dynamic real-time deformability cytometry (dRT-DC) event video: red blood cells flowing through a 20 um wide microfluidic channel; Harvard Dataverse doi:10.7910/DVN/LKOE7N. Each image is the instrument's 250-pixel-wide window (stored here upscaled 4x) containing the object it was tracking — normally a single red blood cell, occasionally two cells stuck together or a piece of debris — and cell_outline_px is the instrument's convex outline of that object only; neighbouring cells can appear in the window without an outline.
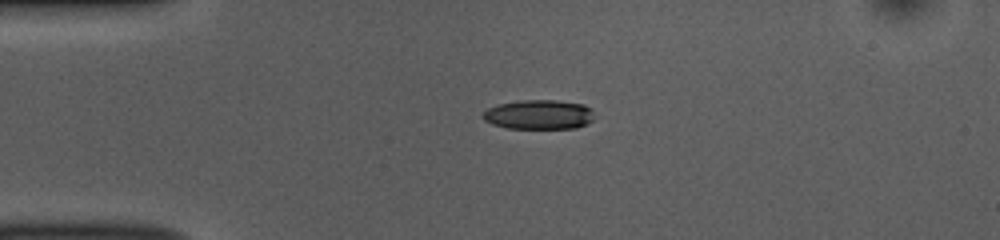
{"species": "common noctule bat (a hibernating species)", "species_latin": "Nyctalus noctula", "temperature_condition": "room temperature", "stored_images_in_passage": 41, "camera_frame_rate_fps": 3000, "um_per_image_px": 0.085, "animal": {"sex": "female", "body_mass_g": 10.0, "forearm_length_mm": 53.1}, "frame": {"image": 1, "passage_image": 1, "time_ms": 0.0, "image_size_px": [1000, 240], "cell_outline_px": [[592, 120], [588, 124], [576, 128], [508, 128], [492, 124], [484, 120], [480, 116], [488, 108], [500, 104], [520, 100], [556, 100], [584, 104], [592, 108]], "centroid_in_image_um": [45.81, 9.74], "position_along_channel_um": 39.2, "area_um2": 19.19}}
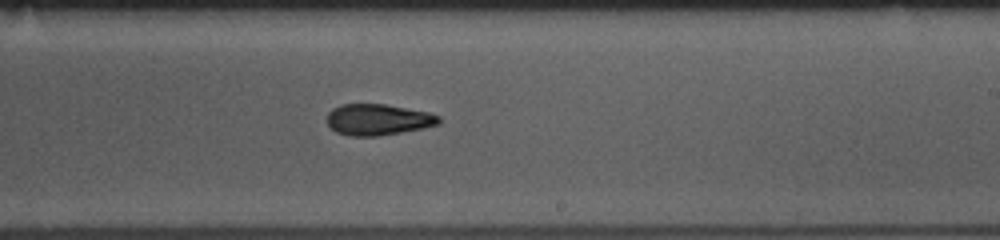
{"frame": {"image": 2, "passage_image": 20, "time_ms": 6.333, "image_size_px": [1000, 240], "cell_outline_px": [[440, 124], [424, 128], [376, 136], [348, 136], [336, 132], [328, 124], [328, 112], [332, 108], [340, 104], [384, 104], [428, 112], [440, 116]], "centroid_in_image_um": [32.12, 10.16], "position_along_channel_um": 256.9, "area_um2": 20.29}}
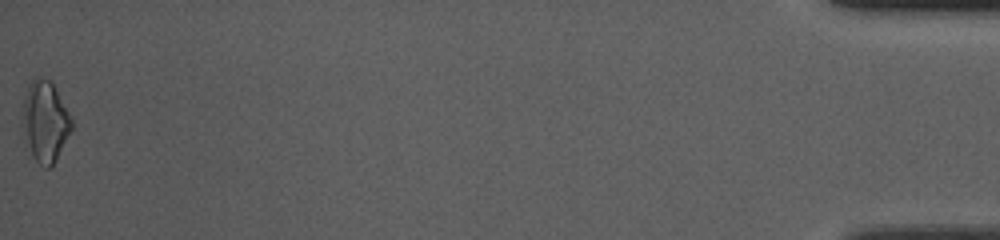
{"frame": {"image": 3, "passage_image": 41, "time_ms": 13.333, "image_size_px": [1000, 240], "cell_outline_px": [[72, 128], [56, 160], [48, 168], [44, 168], [32, 156], [20, 120], [24, 96], [28, 84], [36, 76], [40, 76], [52, 80], [72, 120]], "centroid_in_image_um": [3.81, 10.27], "position_along_channel_um": 431.4, "area_um2": 23.24}, "authors_computed_cell_mechanics": {"area_um2": 20.2878, "velocity_mm_per_s": 3.8787, "shape_relaxation_time_tau1_ms": 5.4747, "shape_relaxation_time_tau2_ms": 3.5582, "deformation_change_tau1": 0.1722, "deformation_change_tau2": 0.1195}}